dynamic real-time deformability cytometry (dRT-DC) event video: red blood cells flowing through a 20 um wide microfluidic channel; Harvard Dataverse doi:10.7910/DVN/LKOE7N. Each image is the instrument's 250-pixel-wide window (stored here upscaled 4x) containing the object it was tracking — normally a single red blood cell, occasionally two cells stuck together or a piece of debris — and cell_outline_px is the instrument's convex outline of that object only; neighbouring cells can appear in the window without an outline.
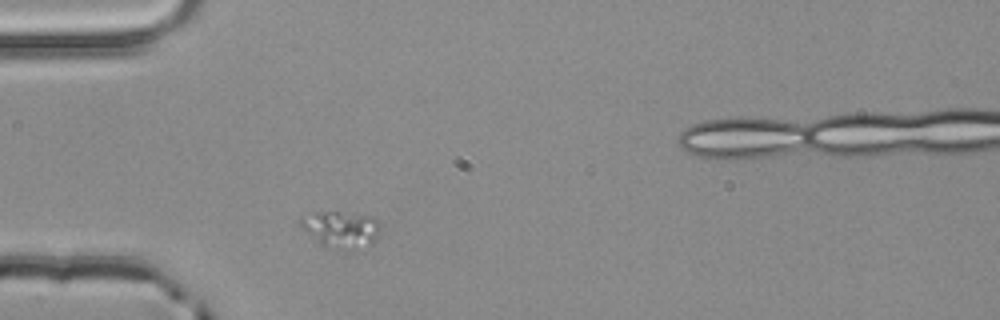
{"species": "common noctule bat (a hibernating species)", "species_latin": "Nyctalus noctula", "temperature_condition": "room temperature", "stored_images_in_passage": 2, "camera_frame_rate_fps": 3000, "um_per_image_px": 0.085, "animal": {"sex": "male", "body_mass_g": 20.4}, "frame": {"image": 1, "passage_image": 1, "time_ms": 0.0, "image_size_px": [1000, 320], "cell_outline_px": [[380, 228], [376, 240], [372, 244], [344, 248], [324, 248], [304, 232], [300, 228], [300, 216], [316, 212], [340, 212], [376, 216], [380, 224]], "centroid_in_image_um": [28.95, 19.46], "position_along_channel_um": 56.1, "area_um2": 17.17}}